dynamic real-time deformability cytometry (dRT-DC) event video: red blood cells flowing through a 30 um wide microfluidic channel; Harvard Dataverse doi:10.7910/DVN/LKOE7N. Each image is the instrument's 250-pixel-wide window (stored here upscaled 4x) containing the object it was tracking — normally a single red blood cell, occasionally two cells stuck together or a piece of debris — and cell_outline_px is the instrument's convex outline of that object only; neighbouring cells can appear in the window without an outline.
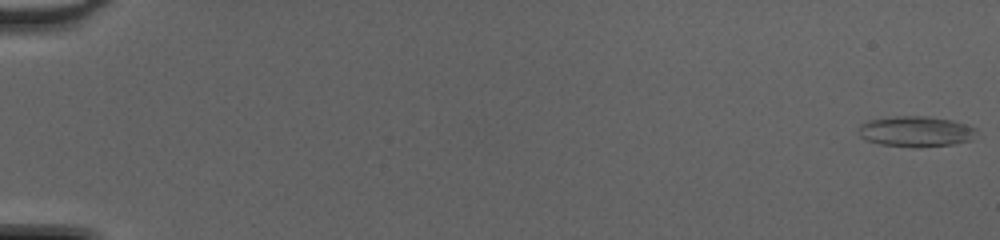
{"species": "common noctule bat (a hibernating species)", "species_latin": "Nyctalus noctula", "temperature_condition": "cold", "stored_images_in_passage": 50, "camera_frame_rate_fps": 3000, "um_per_image_px": 0.085, "animal": {"sex": "female", "body_mass_g": 20.0, "forearm_length_mm": 54.0}, "frame": {"image": 1, "passage_image": 1, "time_ms": 0.0, "image_size_px": [1000, 240], "cell_outline_px": [[976, 128], [972, 140], [952, 144], [920, 148], [912, 148], [880, 144], [868, 140], [860, 136], [860, 124], [868, 120], [896, 116], [928, 116], [952, 120]], "centroid_in_image_um": [77.85, 11.18], "position_along_channel_um": 7.2, "area_um2": 21.04}}
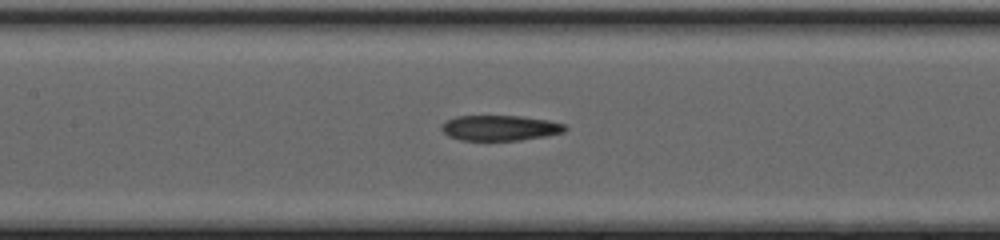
{"frame": {"image": 2, "passage_image": 26, "time_ms": 8.333, "image_size_px": [1000, 240], "cell_outline_px": [[568, 128], [564, 132], [544, 136], [520, 140], [460, 140], [448, 136], [440, 128], [440, 124], [444, 120], [456, 116], [520, 116], [548, 120], [564, 124]], "centroid_in_image_um": [42.45, 10.87], "position_along_channel_um": 165.0, "area_um2": 18.32}}
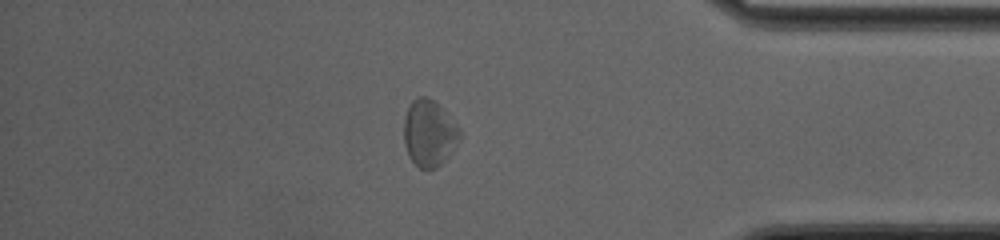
{"frame": {"image": 3, "passage_image": 44, "time_ms": 14.333, "image_size_px": [1000, 240], "cell_outline_px": [[460, 140], [448, 156], [436, 168], [420, 168], [408, 156], [404, 144], [404, 116], [412, 100], [420, 96], [428, 96], [440, 104], [460, 128]], "centroid_in_image_um": [36.48, 11.28], "position_along_channel_um": 398.7, "area_um2": 21.79}, "authors_computed_cell_mechanics": {"area_um2": 19.8254, "velocity_mm_per_s": 4.2878, "shape_relaxation_time_tau1_ms": 9.7865, "shape_relaxation_time_tau2_ms": 5.8783, "deformation_change_tau1": 0.2078, "deformation_change_tau2": 0.2098}}